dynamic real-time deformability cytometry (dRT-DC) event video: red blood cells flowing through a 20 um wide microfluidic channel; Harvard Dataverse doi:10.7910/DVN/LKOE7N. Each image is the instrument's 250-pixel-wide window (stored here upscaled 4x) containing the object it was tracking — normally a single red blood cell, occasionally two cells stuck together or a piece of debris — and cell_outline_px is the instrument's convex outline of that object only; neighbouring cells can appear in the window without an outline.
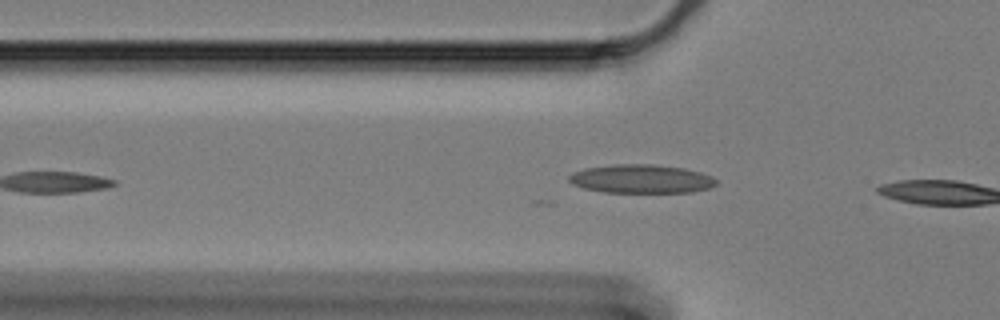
{"species": "Egyptian fruit bat (a non-hibernating species)", "species_latin": "Rousettus aegyptiacus", "temperature_condition": "cold", "stored_images_in_passage": 5, "camera_frame_rate_fps": 3000, "um_per_image_px": 0.085, "animal": {"sex": "female"}, "frame": {"image": 1, "passage_image": 4, "time_ms": 1.0, "image_size_px": [1000, 320], "cell_outline_px": [[716, 184], [712, 188], [692, 192], [604, 192], [584, 188], [572, 184], [568, 180], [568, 176], [572, 172], [584, 168], [612, 164], [652, 164], [684, 168], [700, 172], [712, 176], [716, 180]], "centroid_in_image_um": [54.49, 15.2], "position_along_channel_um": 71.3, "area_um2": 24.74}}